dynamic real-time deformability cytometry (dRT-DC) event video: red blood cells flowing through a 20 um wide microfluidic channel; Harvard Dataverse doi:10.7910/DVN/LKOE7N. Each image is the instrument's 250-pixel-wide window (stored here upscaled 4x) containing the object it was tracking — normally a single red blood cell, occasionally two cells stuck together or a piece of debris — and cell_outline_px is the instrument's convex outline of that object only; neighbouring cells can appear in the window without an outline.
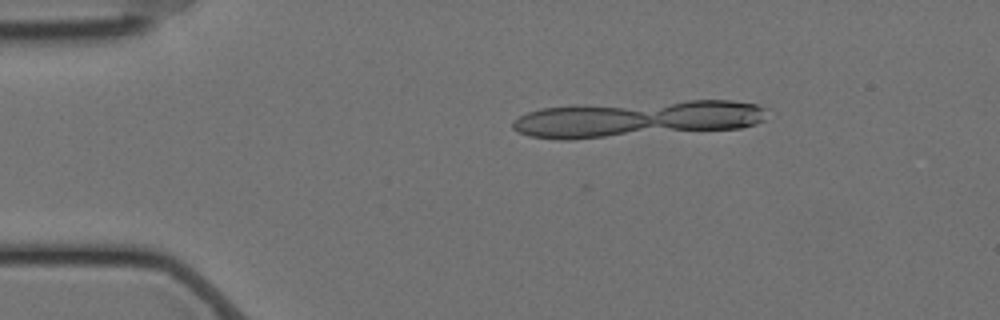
{"species": "Egyptian fruit bat (a non-hibernating species)", "species_latin": "Rousettus aegyptiacus", "temperature_condition": "cold", "stored_images_in_passage": 22, "camera_frame_rate_fps": 3000, "um_per_image_px": 0.085, "animal": {"sex": "female"}, "frame": {"image": 1, "passage_image": 10, "time_ms": 3.0, "image_size_px": [1000, 320], "cell_outline_px": [[648, 124], [620, 132], [596, 136], [536, 136], [524, 132], [516, 128], [524, 116], [532, 112], [552, 108], [612, 108], [636, 112], [644, 116], [648, 120]], "centroid_in_image_um": [49.31, 10.36], "position_along_channel_um": 35.7, "area_um2": 21.79}}
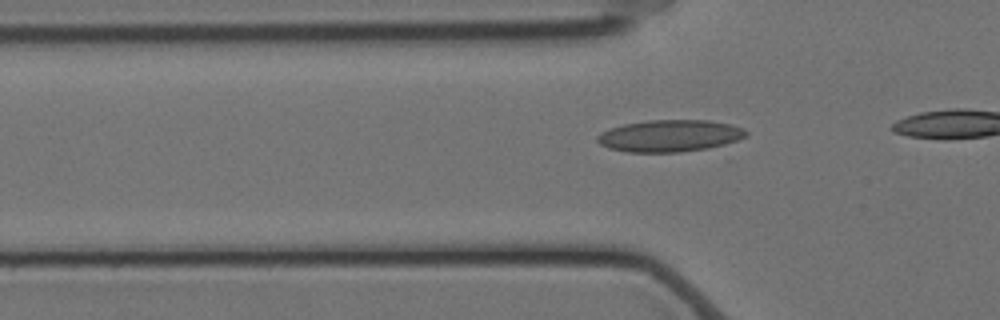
{"frame": {"image": 2, "passage_image": 16, "time_ms": 5.0, "image_size_px": [1000, 320], "cell_outline_px": [[740, 136], [732, 140], [700, 148], [664, 152], [640, 152], [616, 148], [604, 144], [600, 140], [612, 132], [620, 128], [632, 124], [672, 120], [680, 120], [720, 124], [740, 132]], "centroid_in_image_um": [56.88, 11.57], "position_along_channel_um": 68.9, "area_um2": 23.24}}